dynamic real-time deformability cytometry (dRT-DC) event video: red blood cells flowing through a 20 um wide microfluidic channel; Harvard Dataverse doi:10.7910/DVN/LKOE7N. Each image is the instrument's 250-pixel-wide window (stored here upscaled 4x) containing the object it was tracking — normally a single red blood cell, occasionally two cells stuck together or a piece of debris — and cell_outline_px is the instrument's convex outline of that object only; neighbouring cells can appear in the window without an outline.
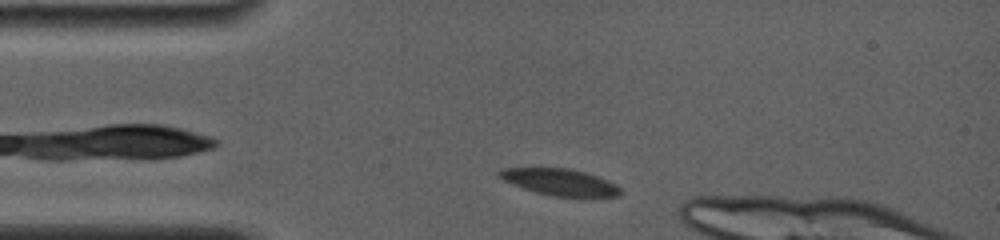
{"species": "common noctule bat (a hibernating species)", "species_latin": "Nyctalus noctula", "temperature_condition": "room temperature", "stored_images_in_passage": 41, "camera_frame_rate_fps": 4000, "um_per_image_px": 0.085, "animal": {"sex": "female", "body_mass_g": 19.0, "forearm_length_mm": 56.7}, "frame": {"image": 1, "passage_image": 4, "time_ms": 1.0, "image_size_px": [1000, 240], "cell_outline_px": [[620, 196], [584, 200], [552, 196], [536, 192], [524, 188], [504, 180], [496, 176], [496, 172], [500, 168], [572, 168], [608, 180], [616, 184], [620, 188]], "centroid_in_image_um": [47.66, 15.52], "position_along_channel_um": 37.3, "area_um2": 19.59}}
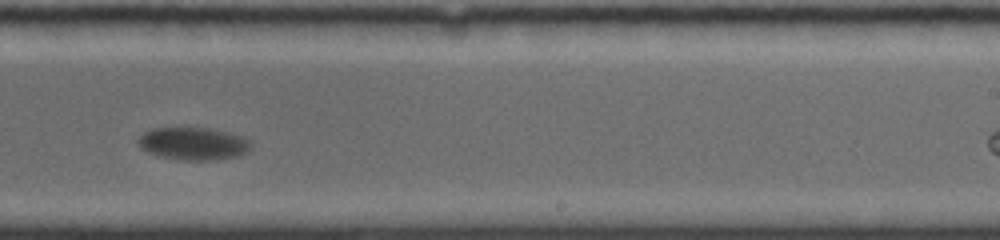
{"frame": {"image": 2, "passage_image": 20, "time_ms": 8.25, "image_size_px": [1000, 240], "cell_outline_px": [[252, 144], [244, 152], [236, 156], [212, 160], [180, 160], [148, 152], [140, 148], [136, 140], [144, 132], [152, 128], [208, 128], [228, 132], [244, 136]], "centroid_in_image_um": [16.4, 12.19], "position_along_channel_um": 272.6, "area_um2": 21.21}}
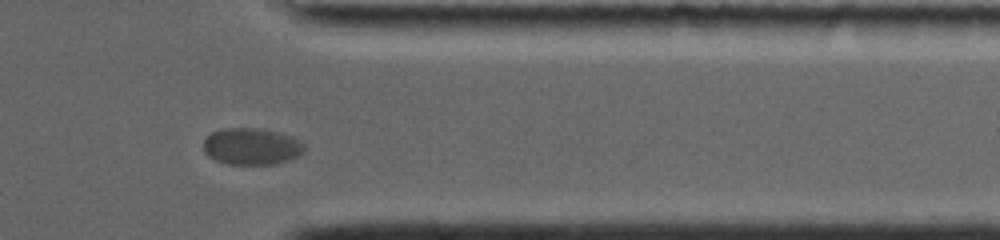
{"frame": {"image": 3, "passage_image": 32, "time_ms": 11.5, "image_size_px": [1000, 240], "cell_outline_px": [[304, 152], [292, 160], [276, 164], [224, 164], [208, 156], [204, 152], [204, 140], [212, 132], [224, 128], [260, 128], [292, 136], [300, 140], [304, 144]], "centroid_in_image_um": [21.41, 12.45], "position_along_channel_um": 390.0, "area_um2": 21.79}, "authors_computed_cell_mechanics": {"area_um2": 21.2126, "velocity_mm_per_s": 3.5955, "shape_relaxation_time_tau1_ms": 2.1227, "shape_relaxation_time_tau2_ms": null, "deformation_change_tau1": 0.0721, "deformation_change_tau2": null}}